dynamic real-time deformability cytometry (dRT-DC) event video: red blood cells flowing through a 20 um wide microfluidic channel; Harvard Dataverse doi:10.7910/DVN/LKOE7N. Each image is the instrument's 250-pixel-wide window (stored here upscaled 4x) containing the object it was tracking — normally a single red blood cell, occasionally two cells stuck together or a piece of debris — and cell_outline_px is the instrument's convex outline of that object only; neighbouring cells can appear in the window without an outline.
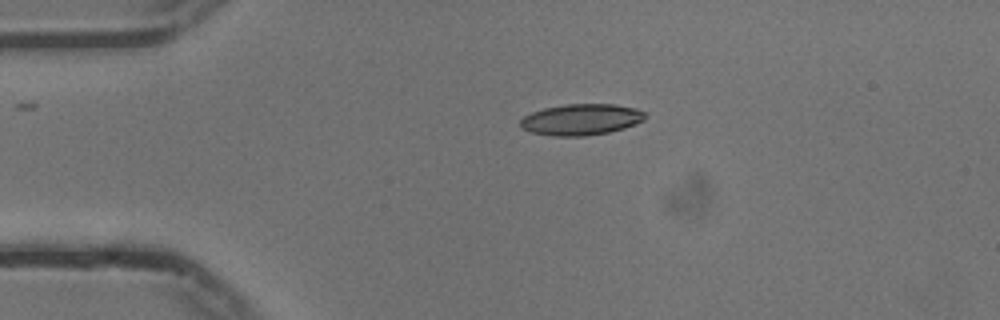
{"species": "common noctule bat (a hibernating species)", "species_latin": "Nyctalus noctula", "temperature_condition": "cold", "stored_images_in_passage": 44, "camera_frame_rate_fps": 3000, "um_per_image_px": 0.085, "animal": {"sex": "male", "body_mass_g": 13.3}, "frame": {"image": 1, "passage_image": 1, "time_ms": 0.0, "image_size_px": [1000, 320], "cell_outline_px": [[648, 116], [644, 120], [636, 124], [624, 128], [608, 132], [584, 136], [552, 136], [532, 132], [520, 128], [520, 120], [524, 116], [532, 112], [544, 108], [564, 104], [616, 104], [636, 108], [644, 112]], "centroid_in_image_um": [49.41, 10.15], "position_along_channel_um": 35.6, "area_um2": 22.83}}
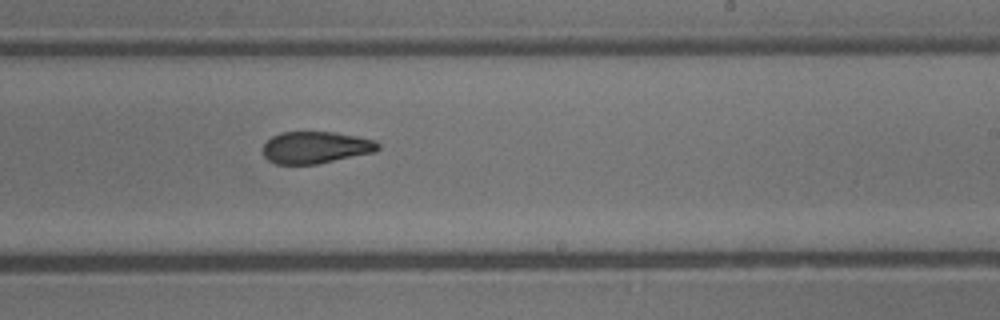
{"frame": {"image": 2, "passage_image": 22, "time_ms": 7.0, "image_size_px": [1000, 320], "cell_outline_px": [[380, 148], [376, 152], [316, 164], [276, 164], [268, 160], [264, 156], [264, 144], [272, 136], [280, 132], [336, 132], [376, 140], [380, 144]], "centroid_in_image_um": [26.86, 12.53], "position_along_channel_um": 262.1, "area_um2": 21.5}}
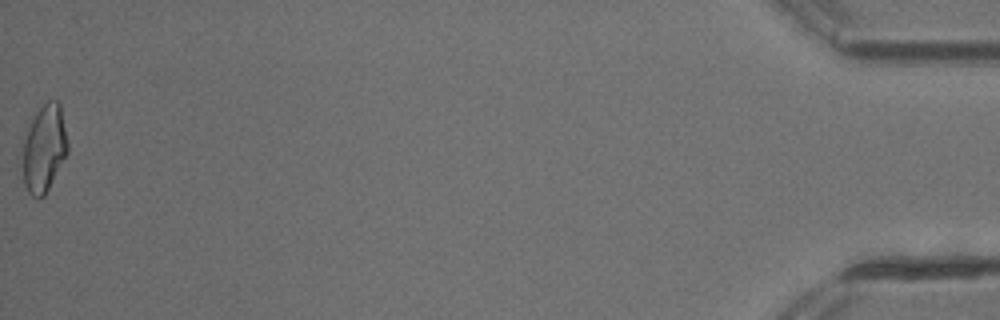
{"frame": {"image": 3, "passage_image": 44, "time_ms": 14.333, "image_size_px": [1000, 320], "cell_outline_px": [[68, 152], [44, 196], [36, 200], [28, 192], [24, 184], [24, 128], [36, 112], [48, 100], [56, 100], [60, 104], [68, 144]], "centroid_in_image_um": [3.75, 12.6], "position_along_channel_um": 431.5, "area_um2": 22.89}, "authors_computed_cell_mechanics": {"area_um2": 22.1085, "velocity_mm_per_s": 3.75, "shape_relaxation_time_tau1_ms": 10.305, "shape_relaxation_time_tau2_ms": 4.6418, "deformation_change_tau1": 0.2241, "deformation_change_tau2": 0.1238}}